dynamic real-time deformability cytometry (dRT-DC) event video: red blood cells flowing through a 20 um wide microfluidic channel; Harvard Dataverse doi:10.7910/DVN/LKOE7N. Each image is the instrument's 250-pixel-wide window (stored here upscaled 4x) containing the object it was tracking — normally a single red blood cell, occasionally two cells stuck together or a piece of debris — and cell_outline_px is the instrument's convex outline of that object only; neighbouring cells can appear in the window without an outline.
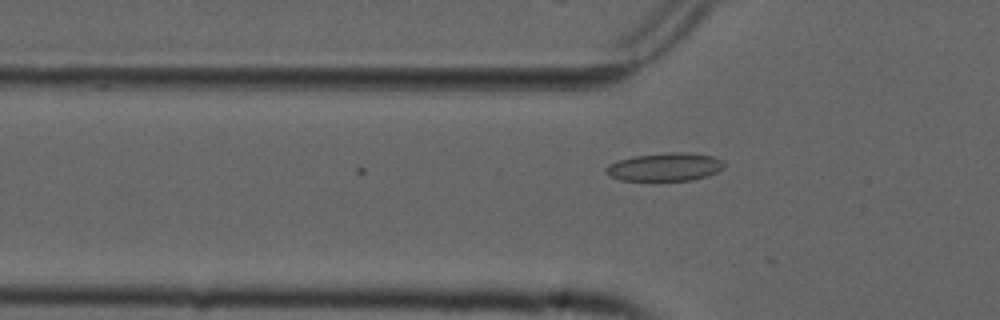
{"species": "common noctule bat (a hibernating species)", "species_latin": "Nyctalus noctula", "temperature_condition": "cold", "stored_images_in_passage": 4, "camera_frame_rate_fps": 3000, "um_per_image_px": 0.085, "animal": {"sex": "male", "forearm_length_mm": 52.5}, "frame": {"image": 1, "passage_image": 4, "time_ms": 1.0, "image_size_px": [1000, 320], "cell_outline_px": [[728, 164], [724, 168], [708, 176], [692, 180], [620, 180], [604, 172], [604, 168], [608, 164], [616, 160], [632, 156], [672, 152], [688, 152], [712, 156], [724, 160]], "centroid_in_image_um": [56.55, 14.18], "position_along_channel_um": 69.3, "area_um2": 19.65}}